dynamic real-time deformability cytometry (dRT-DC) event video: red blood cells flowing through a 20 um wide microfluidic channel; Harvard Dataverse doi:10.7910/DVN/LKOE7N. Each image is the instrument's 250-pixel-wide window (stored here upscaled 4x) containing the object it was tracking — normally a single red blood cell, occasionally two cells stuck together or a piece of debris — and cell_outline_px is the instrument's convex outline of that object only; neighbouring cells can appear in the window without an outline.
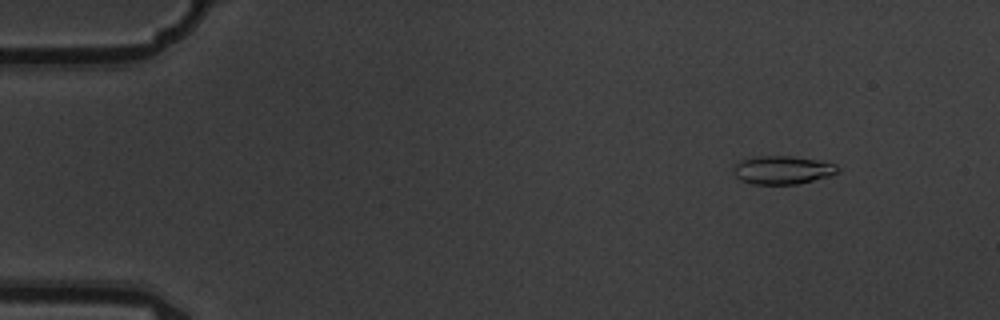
{"species": "common noctule bat (a hibernating species)", "species_latin": "Nyctalus noctula", "temperature_condition": "warm", "stored_images_in_passage": 6, "camera_frame_rate_fps": 3000, "um_per_image_px": 0.085, "animal": {"sex": "male", "body_mass_g": 19.5, "forearm_length_mm": 54.6}, "frame": {"image": 1, "passage_image": 2, "time_ms": 0.333, "image_size_px": [1000, 320], "cell_outline_px": [[840, 172], [832, 176], [800, 184], [752, 184], [740, 180], [732, 172], [732, 168], [736, 164], [744, 160], [756, 156], [792, 156], [816, 160], [836, 164], [840, 168]], "centroid_in_image_um": [66.56, 14.46], "position_along_channel_um": 18.4, "area_um2": 17.4}}
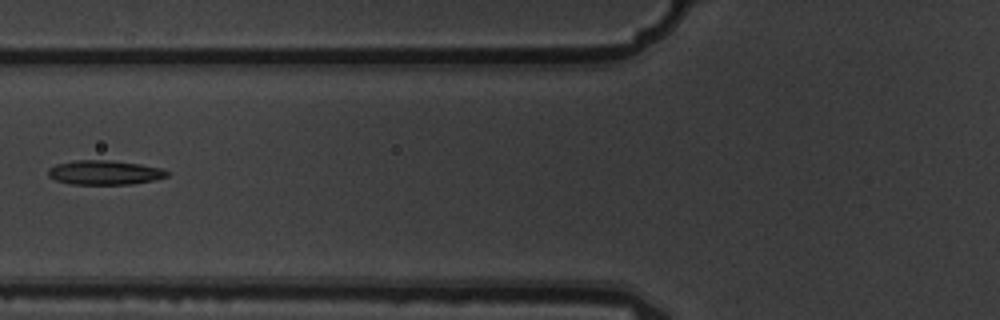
{"frame": {"image": 2, "passage_image": 6, "time_ms": 1.667, "image_size_px": [1000, 320], "cell_outline_px": [[168, 176], [156, 180], [132, 184], [68, 184], [56, 180], [48, 176], [48, 168], [56, 164], [76, 160], [108, 160], [140, 164], [160, 168], [168, 172]], "centroid_in_image_um": [8.87, 14.67], "position_along_channel_um": 116.9, "area_um2": 16.88}}